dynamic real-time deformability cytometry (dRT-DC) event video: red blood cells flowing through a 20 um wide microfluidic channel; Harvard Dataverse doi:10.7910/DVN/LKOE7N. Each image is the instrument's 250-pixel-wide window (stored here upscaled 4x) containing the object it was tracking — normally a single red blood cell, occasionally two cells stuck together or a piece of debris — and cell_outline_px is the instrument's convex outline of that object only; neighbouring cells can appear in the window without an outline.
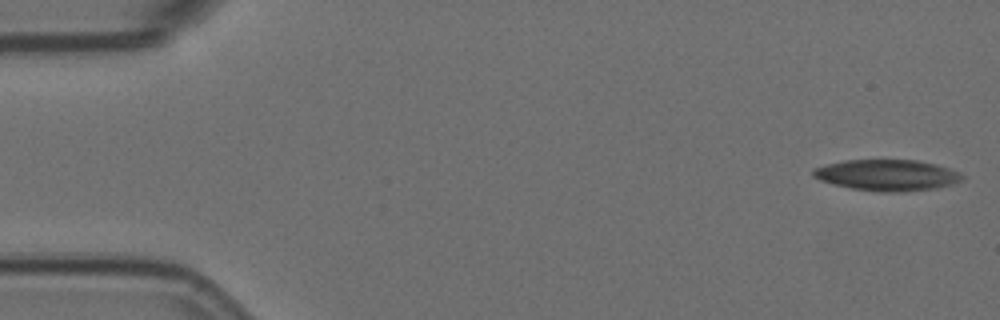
{"species": "Egyptian fruit bat (a non-hibernating species)", "species_latin": "Rousettus aegyptiacus", "temperature_condition": "room temperature", "stored_images_in_passage": 57, "camera_frame_rate_fps": 3000, "um_per_image_px": 0.085, "animal": {"sex": "female"}, "frame": {"image": 1, "passage_image": 1, "time_ms": 0.0, "image_size_px": [1000, 320], "cell_outline_px": [[964, 180], [936, 188], [896, 192], [880, 192], [852, 188], [820, 180], [812, 176], [812, 168], [844, 160], [916, 160], [936, 164], [960, 172], [964, 176]], "centroid_in_image_um": [75.41, 14.88], "position_along_channel_um": 9.6, "area_um2": 26.88}}
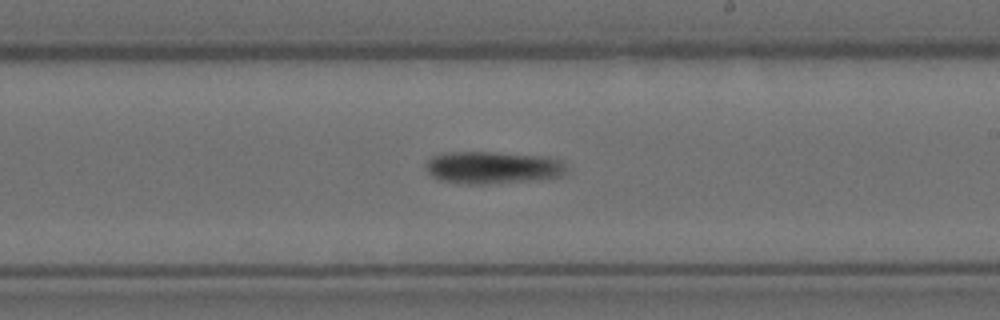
{"frame": {"image": 2, "passage_image": 33, "time_ms": 10.667, "image_size_px": [1000, 320], "cell_outline_px": [[564, 172], [560, 176], [528, 180], [484, 184], [468, 184], [440, 180], [432, 176], [428, 172], [424, 164], [432, 156], [444, 152], [492, 152], [544, 156], [560, 160], [564, 164]], "centroid_in_image_um": [41.8, 14.23], "position_along_channel_um": 247.2, "area_um2": 26.18}}
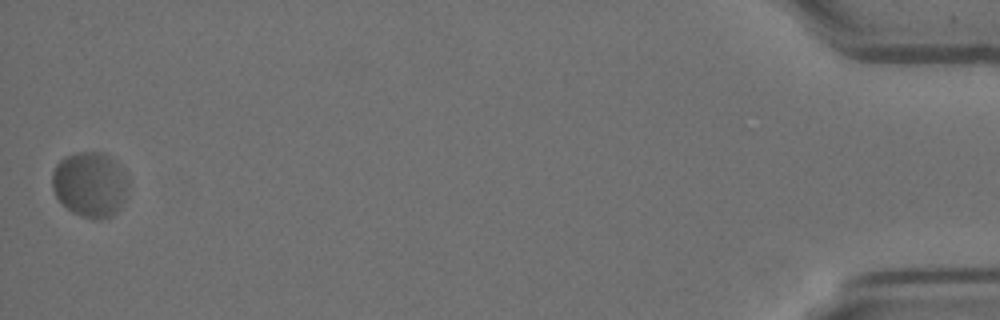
{"frame": {"image": 3, "passage_image": 57, "time_ms": 18.667, "image_size_px": [1000, 320], "cell_outline_px": [[124, 196], [116, 212], [112, 216], [100, 220], [92, 220], [80, 216], [72, 212], [56, 196], [52, 188], [52, 172], [56, 164], [64, 156], [80, 152], [100, 152], [108, 156], [112, 160], [124, 176]], "centroid_in_image_um": [7.56, 15.7], "position_along_channel_um": 427.6, "area_um2": 28.09}, "authors_computed_cell_mechanics": {"area_um2": 26.4146, "velocity_mm_per_s": 3.4603, "shape_relaxation_time_tau1_ms": 10.9821, "shape_relaxation_time_tau2_ms": 9.283, "deformation_change_tau1": 0.2349, "deformation_change_tau2": 0.1005}}